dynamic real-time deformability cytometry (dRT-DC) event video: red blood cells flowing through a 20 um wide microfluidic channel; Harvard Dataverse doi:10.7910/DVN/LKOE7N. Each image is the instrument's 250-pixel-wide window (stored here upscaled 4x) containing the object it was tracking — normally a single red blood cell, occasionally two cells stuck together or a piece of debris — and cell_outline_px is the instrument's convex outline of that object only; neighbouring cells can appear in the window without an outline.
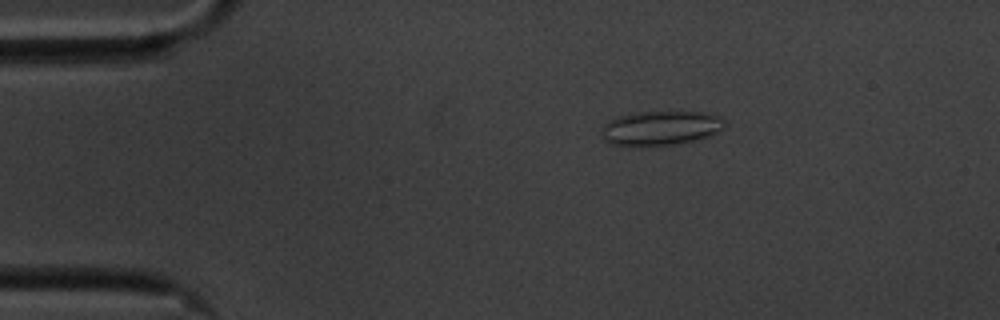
{"species": "common noctule bat (a hibernating species)", "species_latin": "Nyctalus noctula", "temperature_condition": "cold", "stored_images_in_passage": 50, "camera_frame_rate_fps": 3000, "um_per_image_px": 0.085, "animal": {"sex": "male", "body_mass_g": 20.1, "forearm_length_mm": 53.5}, "frame": {"image": 1, "passage_image": 3, "time_ms": 0.667, "image_size_px": [1000, 320], "cell_outline_px": [[724, 128], [716, 132], [692, 140], [672, 144], [608, 144], [600, 136], [604, 124], [608, 120], [620, 116], [640, 112], [704, 112], [716, 116], [724, 120]], "centroid_in_image_um": [56.1, 10.86], "position_along_channel_um": 28.9, "area_um2": 23.81}}
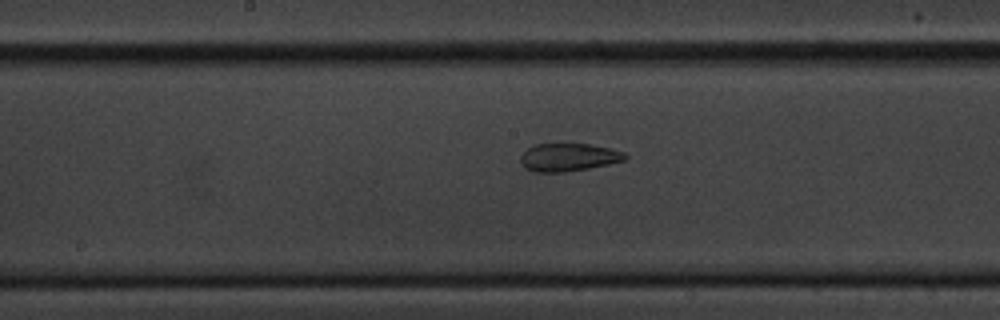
{"frame": {"image": 2, "passage_image": 22, "time_ms": 7.0, "image_size_px": [1000, 320], "cell_outline_px": [[628, 156], [624, 160], [608, 164], [588, 168], [564, 172], [532, 172], [524, 168], [520, 164], [520, 156], [528, 148], [536, 144], [592, 144], [612, 148], [624, 152]], "centroid_in_image_um": [48.3, 13.37], "position_along_channel_um": 199.9, "area_um2": 17.11}}
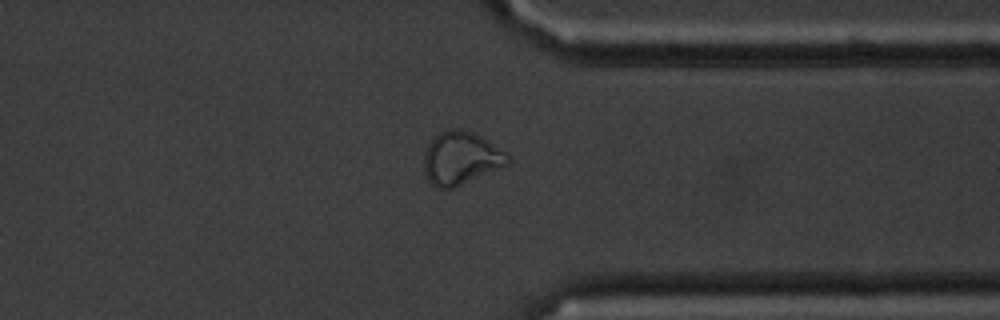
{"frame": {"image": 3, "passage_image": 37, "time_ms": 12.0, "image_size_px": [1000, 320], "cell_outline_px": [[508, 164], [452, 188], [436, 188], [428, 180], [424, 172], [424, 156], [428, 144], [432, 136], [444, 128], [460, 128], [472, 132], [480, 136], [504, 152], [508, 156]], "centroid_in_image_um": [39.1, 13.41], "position_along_channel_um": 372.3, "area_um2": 25.61}, "authors_computed_cell_mechanics": {"area_um2": 20.7213, "velocity_mm_per_s": 3.5044, "shape_relaxation_time_tau1_ms": null, "shape_relaxation_time_tau2_ms": 2.6345, "deformation_change_tau1": null, "deformation_change_tau2": 0.0912}}